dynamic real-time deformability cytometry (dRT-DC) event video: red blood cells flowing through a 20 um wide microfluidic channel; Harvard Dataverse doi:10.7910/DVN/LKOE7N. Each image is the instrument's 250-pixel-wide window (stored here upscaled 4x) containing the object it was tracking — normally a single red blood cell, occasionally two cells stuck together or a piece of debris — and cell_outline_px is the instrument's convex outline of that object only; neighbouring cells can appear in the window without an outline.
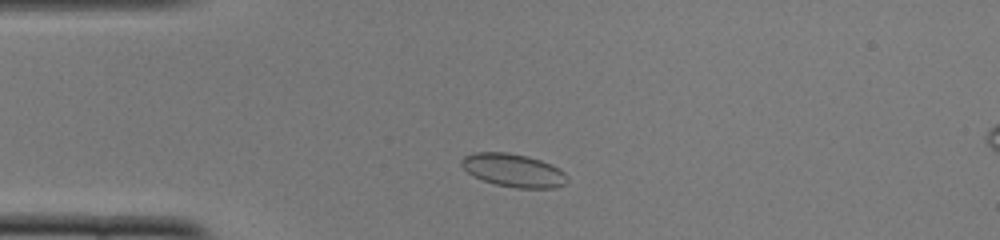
{"species": "common noctule bat (a hibernating species)", "species_latin": "Nyctalus noctula", "temperature_condition": "cold", "stored_images_in_passage": 46, "camera_frame_rate_fps": 3000, "um_per_image_px": 0.085, "animal": {"sex": "female", "body_mass_g": 22.0, "forearm_length_mm": 56.7}, "frame": {"image": 1, "passage_image": 6, "time_ms": 1.667, "image_size_px": [1000, 240], "cell_outline_px": [[568, 180], [564, 184], [556, 188], [516, 188], [496, 184], [484, 180], [468, 172], [460, 164], [460, 160], [464, 156], [476, 152], [508, 152], [528, 156], [540, 160], [564, 172], [568, 176]], "centroid_in_image_um": [43.64, 14.47], "position_along_channel_um": 41.4, "area_um2": 20.23}}
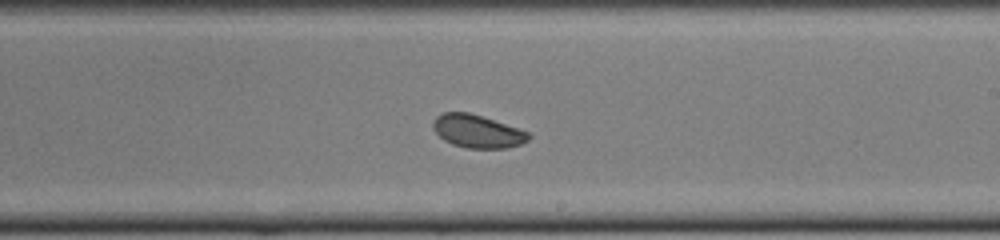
{"frame": {"image": 2, "passage_image": 24, "time_ms": 7.667, "image_size_px": [1000, 240], "cell_outline_px": [[532, 136], [528, 140], [520, 144], [508, 148], [468, 148], [452, 144], [444, 140], [432, 128], [432, 120], [440, 112], [468, 112], [528, 132]], "centroid_in_image_um": [40.53, 11.16], "position_along_channel_um": 248.5, "area_um2": 18.21}}
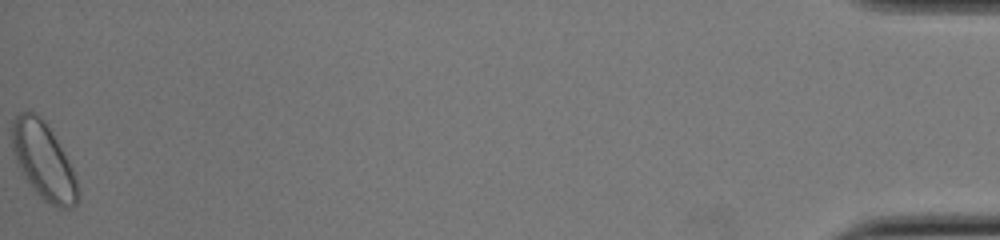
{"frame": {"image": 3, "passage_image": 46, "time_ms": 15.0, "image_size_px": [1000, 240], "cell_outline_px": [[80, 200], [72, 208], [56, 208], [44, 200], [28, 184], [16, 164], [12, 148], [12, 120], [20, 112], [32, 112], [44, 120], [68, 160], [72, 168], [80, 192]], "centroid_in_image_um": [3.7, 13.73], "position_along_channel_um": 431.5, "area_um2": 29.42}, "authors_computed_cell_mechanics": {"area_um2": 19.5364, "velocity_mm_per_s": 3.8228, "shape_relaxation_time_tau1_ms": 2.0614, "shape_relaxation_time_tau2_ms": 1.0083, "deformation_change_tau1": 0.0382, "deformation_change_tau2": 0.0486}}